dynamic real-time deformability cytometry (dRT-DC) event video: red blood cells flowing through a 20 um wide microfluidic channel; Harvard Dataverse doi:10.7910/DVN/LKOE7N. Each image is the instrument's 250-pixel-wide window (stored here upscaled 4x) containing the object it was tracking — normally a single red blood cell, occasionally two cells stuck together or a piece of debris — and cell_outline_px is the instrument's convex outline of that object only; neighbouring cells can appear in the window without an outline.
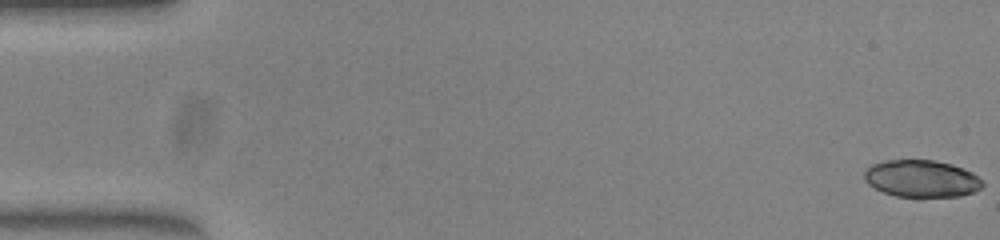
{"species": "common noctule bat (a hibernating species)", "species_latin": "Nyctalus noctula", "temperature_condition": "warm", "stored_images_in_passage": 51, "camera_frame_rate_fps": 3000, "um_per_image_px": 0.085, "animal": {"sex": "female", "body_mass_g": 23.0, "forearm_length_mm": 53.4}, "frame": {"image": 1, "passage_image": 1, "time_ms": 0.0, "image_size_px": [1000, 240], "cell_outline_px": [[984, 184], [980, 188], [972, 192], [960, 196], [920, 200], [896, 196], [884, 192], [868, 184], [864, 180], [864, 172], [872, 164], [884, 160], [936, 160], [952, 164], [964, 168], [972, 172], [984, 180]], "centroid_in_image_um": [78.36, 15.22], "position_along_channel_um": 6.6, "area_um2": 26.47}}
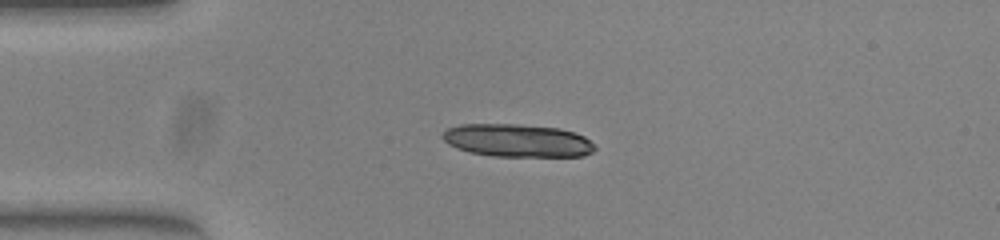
{"frame": {"image": 2, "passage_image": 13, "time_ms": 4.0, "image_size_px": [1000, 240], "cell_outline_px": [[596, 148], [592, 152], [584, 156], [492, 156], [468, 152], [456, 148], [448, 144], [440, 136], [448, 128], [460, 124], [520, 124], [560, 128], [584, 136]], "centroid_in_image_um": [43.94, 11.94], "position_along_channel_um": 41.1, "area_um2": 29.25}, "authors_computed_cell_mechanics": {"area_um2": 26.4724, "velocity_mm_per_s": 4.0049, "shape_relaxation_time_tau1_ms": 5.3671, "shape_relaxation_time_tau2_ms": 1.8077, "deformation_change_tau1": 0.1738, "deformation_change_tau2": 0.0549}}